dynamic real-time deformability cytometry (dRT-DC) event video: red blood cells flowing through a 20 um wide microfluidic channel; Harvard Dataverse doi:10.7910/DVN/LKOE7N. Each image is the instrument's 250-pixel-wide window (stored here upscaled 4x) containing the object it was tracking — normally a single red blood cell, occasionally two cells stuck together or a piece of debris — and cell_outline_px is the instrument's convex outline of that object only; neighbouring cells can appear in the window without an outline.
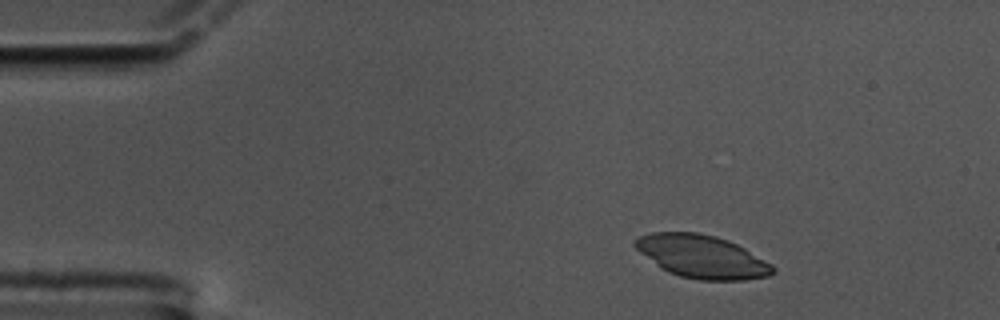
{"species": "common noctule bat (a hibernating species)", "species_latin": "Nyctalus noctula", "temperature_condition": "cold", "stored_images_in_passage": 52, "camera_frame_rate_fps": 3000, "um_per_image_px": 0.085, "animal": {"sex": "male", "body_mass_g": 17.5, "forearm_length_mm": 52.3}, "frame": {"image": 1, "passage_image": 1, "time_ms": 0.0, "image_size_px": [1000, 320], "cell_outline_px": [[776, 272], [768, 276], [744, 280], [700, 280], [680, 276], [668, 272], [660, 268], [640, 252], [632, 244], [632, 240], [648, 232], [696, 232], [716, 236], [728, 240], [744, 248], [772, 264], [776, 268]], "centroid_in_image_um": [59.65, 21.8], "position_along_channel_um": 25.4, "area_um2": 34.62}}